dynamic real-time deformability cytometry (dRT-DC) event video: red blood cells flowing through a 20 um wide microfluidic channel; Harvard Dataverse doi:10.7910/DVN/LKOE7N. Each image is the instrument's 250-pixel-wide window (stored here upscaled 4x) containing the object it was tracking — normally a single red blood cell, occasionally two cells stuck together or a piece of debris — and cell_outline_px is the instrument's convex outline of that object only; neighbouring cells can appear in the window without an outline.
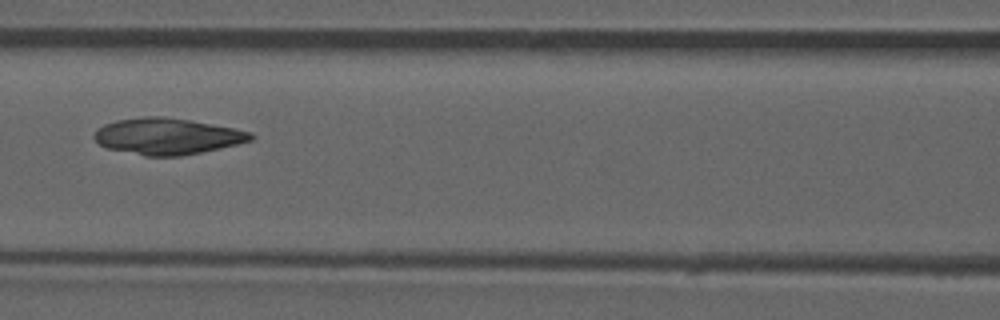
{"species": "common noctule bat (a hibernating species)", "species_latin": "Nyctalus noctula", "temperature_condition": "room temperature", "stored_images_in_passage": 52, "camera_frame_rate_fps": 3000, "um_per_image_px": 0.085, "animal": {"sex": "male", "forearm_length_mm": 52.5}, "frame": {"image": 1, "passage_image": 23, "time_ms": 7.333, "image_size_px": [1000, 320], "cell_outline_px": [[256, 136], [252, 140], [220, 148], [180, 156], [144, 156], [108, 148], [100, 144], [92, 136], [104, 124], [116, 120], [144, 116], [164, 116], [188, 120], [232, 128], [252, 132]], "centroid_in_image_um": [14.21, 11.58], "position_along_channel_um": 152.4, "area_um2": 32.83}}